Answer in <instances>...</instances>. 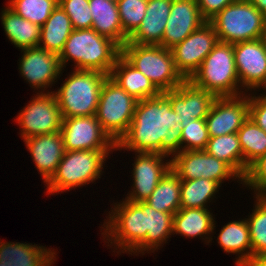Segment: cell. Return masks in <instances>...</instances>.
Wrapping results in <instances>:
<instances>
[{"label": "cell", "mask_w": 266, "mask_h": 266, "mask_svg": "<svg viewBox=\"0 0 266 266\" xmlns=\"http://www.w3.org/2000/svg\"><path fill=\"white\" fill-rule=\"evenodd\" d=\"M181 179L170 169L145 200L157 211L175 214L180 209Z\"/></svg>", "instance_id": "4dcf8cb0"}, {"label": "cell", "mask_w": 266, "mask_h": 266, "mask_svg": "<svg viewBox=\"0 0 266 266\" xmlns=\"http://www.w3.org/2000/svg\"><path fill=\"white\" fill-rule=\"evenodd\" d=\"M220 187L218 182L205 178L181 180L180 208L208 209Z\"/></svg>", "instance_id": "1f68e13d"}, {"label": "cell", "mask_w": 266, "mask_h": 266, "mask_svg": "<svg viewBox=\"0 0 266 266\" xmlns=\"http://www.w3.org/2000/svg\"><path fill=\"white\" fill-rule=\"evenodd\" d=\"M242 185L253 189L254 197H266V153L249 166Z\"/></svg>", "instance_id": "f35d334b"}, {"label": "cell", "mask_w": 266, "mask_h": 266, "mask_svg": "<svg viewBox=\"0 0 266 266\" xmlns=\"http://www.w3.org/2000/svg\"><path fill=\"white\" fill-rule=\"evenodd\" d=\"M92 14V29L112 39L122 47L128 38L124 35L117 3L111 0H89Z\"/></svg>", "instance_id": "4316f807"}, {"label": "cell", "mask_w": 266, "mask_h": 266, "mask_svg": "<svg viewBox=\"0 0 266 266\" xmlns=\"http://www.w3.org/2000/svg\"><path fill=\"white\" fill-rule=\"evenodd\" d=\"M171 169L181 180L205 178L218 182L243 179L224 161L209 155L205 150L181 151L171 158Z\"/></svg>", "instance_id": "8fae6325"}, {"label": "cell", "mask_w": 266, "mask_h": 266, "mask_svg": "<svg viewBox=\"0 0 266 266\" xmlns=\"http://www.w3.org/2000/svg\"><path fill=\"white\" fill-rule=\"evenodd\" d=\"M262 40H263V43H264L265 48H266V34L262 37Z\"/></svg>", "instance_id": "bcb514c9"}, {"label": "cell", "mask_w": 266, "mask_h": 266, "mask_svg": "<svg viewBox=\"0 0 266 266\" xmlns=\"http://www.w3.org/2000/svg\"><path fill=\"white\" fill-rule=\"evenodd\" d=\"M218 42L214 26L206 21L181 43L171 48L175 67L185 80L192 77Z\"/></svg>", "instance_id": "4fadbf2b"}, {"label": "cell", "mask_w": 266, "mask_h": 266, "mask_svg": "<svg viewBox=\"0 0 266 266\" xmlns=\"http://www.w3.org/2000/svg\"><path fill=\"white\" fill-rule=\"evenodd\" d=\"M5 35L20 50L37 47L40 41L41 27L16 14L7 5L0 13Z\"/></svg>", "instance_id": "83f0119b"}, {"label": "cell", "mask_w": 266, "mask_h": 266, "mask_svg": "<svg viewBox=\"0 0 266 266\" xmlns=\"http://www.w3.org/2000/svg\"><path fill=\"white\" fill-rule=\"evenodd\" d=\"M108 75L74 69L55 94L62 118L95 115L102 85Z\"/></svg>", "instance_id": "5b68a950"}, {"label": "cell", "mask_w": 266, "mask_h": 266, "mask_svg": "<svg viewBox=\"0 0 266 266\" xmlns=\"http://www.w3.org/2000/svg\"><path fill=\"white\" fill-rule=\"evenodd\" d=\"M244 159V177L249 166L266 153V132L250 117L237 132Z\"/></svg>", "instance_id": "d6a6232c"}, {"label": "cell", "mask_w": 266, "mask_h": 266, "mask_svg": "<svg viewBox=\"0 0 266 266\" xmlns=\"http://www.w3.org/2000/svg\"><path fill=\"white\" fill-rule=\"evenodd\" d=\"M137 102L135 97L128 94L109 76L105 79L95 116L102 129L115 143L127 132Z\"/></svg>", "instance_id": "9c48e42d"}, {"label": "cell", "mask_w": 266, "mask_h": 266, "mask_svg": "<svg viewBox=\"0 0 266 266\" xmlns=\"http://www.w3.org/2000/svg\"><path fill=\"white\" fill-rule=\"evenodd\" d=\"M54 250L35 243L0 241V262L4 266H53Z\"/></svg>", "instance_id": "603a6c76"}, {"label": "cell", "mask_w": 266, "mask_h": 266, "mask_svg": "<svg viewBox=\"0 0 266 266\" xmlns=\"http://www.w3.org/2000/svg\"><path fill=\"white\" fill-rule=\"evenodd\" d=\"M171 104V108L177 113L178 123L188 122L190 119H205L210 108L217 98L213 93L194 86L189 80H185L174 90L162 93Z\"/></svg>", "instance_id": "ac0fdd59"}, {"label": "cell", "mask_w": 266, "mask_h": 266, "mask_svg": "<svg viewBox=\"0 0 266 266\" xmlns=\"http://www.w3.org/2000/svg\"><path fill=\"white\" fill-rule=\"evenodd\" d=\"M249 117V93L217 97L205 118L209 137L237 133Z\"/></svg>", "instance_id": "e0dca14e"}, {"label": "cell", "mask_w": 266, "mask_h": 266, "mask_svg": "<svg viewBox=\"0 0 266 266\" xmlns=\"http://www.w3.org/2000/svg\"><path fill=\"white\" fill-rule=\"evenodd\" d=\"M118 203V204H117ZM114 203L111 212L104 220L101 229L103 240H107V246L115 247L117 254L132 252L144 241L143 209L134 202L123 198ZM113 208V209H112ZM110 242V244H109Z\"/></svg>", "instance_id": "52a82bcc"}, {"label": "cell", "mask_w": 266, "mask_h": 266, "mask_svg": "<svg viewBox=\"0 0 266 266\" xmlns=\"http://www.w3.org/2000/svg\"><path fill=\"white\" fill-rule=\"evenodd\" d=\"M21 53L23 55L18 64L21 76L34 90L38 91L39 89V93L50 92L46 91L47 88L57 82L64 70L59 55L39 46L23 49Z\"/></svg>", "instance_id": "5bb4252c"}, {"label": "cell", "mask_w": 266, "mask_h": 266, "mask_svg": "<svg viewBox=\"0 0 266 266\" xmlns=\"http://www.w3.org/2000/svg\"><path fill=\"white\" fill-rule=\"evenodd\" d=\"M259 11L263 12L266 9V0H248Z\"/></svg>", "instance_id": "7bdbcfd3"}, {"label": "cell", "mask_w": 266, "mask_h": 266, "mask_svg": "<svg viewBox=\"0 0 266 266\" xmlns=\"http://www.w3.org/2000/svg\"><path fill=\"white\" fill-rule=\"evenodd\" d=\"M109 77L137 100L153 98L161 94L150 79L132 66L121 54L116 59Z\"/></svg>", "instance_id": "d4e9b609"}, {"label": "cell", "mask_w": 266, "mask_h": 266, "mask_svg": "<svg viewBox=\"0 0 266 266\" xmlns=\"http://www.w3.org/2000/svg\"><path fill=\"white\" fill-rule=\"evenodd\" d=\"M233 49L241 88L245 92L260 91L266 84V48L262 38L234 43Z\"/></svg>", "instance_id": "9a60e30c"}, {"label": "cell", "mask_w": 266, "mask_h": 266, "mask_svg": "<svg viewBox=\"0 0 266 266\" xmlns=\"http://www.w3.org/2000/svg\"><path fill=\"white\" fill-rule=\"evenodd\" d=\"M213 216L209 209L180 208L173 215V235L180 234L187 238H196L199 236L206 243H210L213 240L210 235L214 233L216 227V221Z\"/></svg>", "instance_id": "cb8c5ba5"}, {"label": "cell", "mask_w": 266, "mask_h": 266, "mask_svg": "<svg viewBox=\"0 0 266 266\" xmlns=\"http://www.w3.org/2000/svg\"><path fill=\"white\" fill-rule=\"evenodd\" d=\"M23 140L61 131L62 116L53 91L36 93L15 117Z\"/></svg>", "instance_id": "30bf717a"}, {"label": "cell", "mask_w": 266, "mask_h": 266, "mask_svg": "<svg viewBox=\"0 0 266 266\" xmlns=\"http://www.w3.org/2000/svg\"><path fill=\"white\" fill-rule=\"evenodd\" d=\"M217 242L226 253L237 254L235 265L245 266L252 258V246L246 218L230 221L220 230Z\"/></svg>", "instance_id": "484cf974"}, {"label": "cell", "mask_w": 266, "mask_h": 266, "mask_svg": "<svg viewBox=\"0 0 266 266\" xmlns=\"http://www.w3.org/2000/svg\"><path fill=\"white\" fill-rule=\"evenodd\" d=\"M116 3L124 35L129 39L142 23L148 0H118Z\"/></svg>", "instance_id": "d590c367"}, {"label": "cell", "mask_w": 266, "mask_h": 266, "mask_svg": "<svg viewBox=\"0 0 266 266\" xmlns=\"http://www.w3.org/2000/svg\"><path fill=\"white\" fill-rule=\"evenodd\" d=\"M23 141L43 182L46 183L55 173L65 153L62 133L42 134Z\"/></svg>", "instance_id": "ffe728a7"}, {"label": "cell", "mask_w": 266, "mask_h": 266, "mask_svg": "<svg viewBox=\"0 0 266 266\" xmlns=\"http://www.w3.org/2000/svg\"><path fill=\"white\" fill-rule=\"evenodd\" d=\"M116 150L159 153L172 158L181 152V128L177 113L161 93L138 100L127 132L116 143Z\"/></svg>", "instance_id": "6da1fadb"}, {"label": "cell", "mask_w": 266, "mask_h": 266, "mask_svg": "<svg viewBox=\"0 0 266 266\" xmlns=\"http://www.w3.org/2000/svg\"><path fill=\"white\" fill-rule=\"evenodd\" d=\"M209 22L221 42L234 44L259 39L266 34L262 12L248 0H234Z\"/></svg>", "instance_id": "ba28073f"}, {"label": "cell", "mask_w": 266, "mask_h": 266, "mask_svg": "<svg viewBox=\"0 0 266 266\" xmlns=\"http://www.w3.org/2000/svg\"><path fill=\"white\" fill-rule=\"evenodd\" d=\"M234 0H197L200 12L206 21H210Z\"/></svg>", "instance_id": "60d3db41"}, {"label": "cell", "mask_w": 266, "mask_h": 266, "mask_svg": "<svg viewBox=\"0 0 266 266\" xmlns=\"http://www.w3.org/2000/svg\"><path fill=\"white\" fill-rule=\"evenodd\" d=\"M252 214L246 218L251 238L252 256L266 253V197H254Z\"/></svg>", "instance_id": "e575fe53"}, {"label": "cell", "mask_w": 266, "mask_h": 266, "mask_svg": "<svg viewBox=\"0 0 266 266\" xmlns=\"http://www.w3.org/2000/svg\"><path fill=\"white\" fill-rule=\"evenodd\" d=\"M262 89L264 90V92H262L263 94H261V95L266 98V84L262 87Z\"/></svg>", "instance_id": "f6af8a7d"}, {"label": "cell", "mask_w": 266, "mask_h": 266, "mask_svg": "<svg viewBox=\"0 0 266 266\" xmlns=\"http://www.w3.org/2000/svg\"><path fill=\"white\" fill-rule=\"evenodd\" d=\"M137 204L143 209L144 241L132 252L136 256L140 253H143L142 255L154 253L158 249L160 250L164 243H167L173 235L174 215L157 211L145 202H138Z\"/></svg>", "instance_id": "44dd1931"}, {"label": "cell", "mask_w": 266, "mask_h": 266, "mask_svg": "<svg viewBox=\"0 0 266 266\" xmlns=\"http://www.w3.org/2000/svg\"><path fill=\"white\" fill-rule=\"evenodd\" d=\"M262 17H263V25L266 30V9L262 12Z\"/></svg>", "instance_id": "ee69618b"}, {"label": "cell", "mask_w": 266, "mask_h": 266, "mask_svg": "<svg viewBox=\"0 0 266 266\" xmlns=\"http://www.w3.org/2000/svg\"><path fill=\"white\" fill-rule=\"evenodd\" d=\"M256 94L249 93V117L266 132V98Z\"/></svg>", "instance_id": "ab89813d"}, {"label": "cell", "mask_w": 266, "mask_h": 266, "mask_svg": "<svg viewBox=\"0 0 266 266\" xmlns=\"http://www.w3.org/2000/svg\"><path fill=\"white\" fill-rule=\"evenodd\" d=\"M189 81L216 97H237L241 91L232 43L219 41Z\"/></svg>", "instance_id": "3957f363"}, {"label": "cell", "mask_w": 266, "mask_h": 266, "mask_svg": "<svg viewBox=\"0 0 266 266\" xmlns=\"http://www.w3.org/2000/svg\"><path fill=\"white\" fill-rule=\"evenodd\" d=\"M181 151L204 150L209 140L205 119H190L182 121Z\"/></svg>", "instance_id": "8d00e7d4"}, {"label": "cell", "mask_w": 266, "mask_h": 266, "mask_svg": "<svg viewBox=\"0 0 266 266\" xmlns=\"http://www.w3.org/2000/svg\"><path fill=\"white\" fill-rule=\"evenodd\" d=\"M135 156V161L132 163L133 170H131V176L134 178L131 186L133 188L127 193L125 200L138 203L145 202L171 169V159L159 153L136 152Z\"/></svg>", "instance_id": "2e32d148"}, {"label": "cell", "mask_w": 266, "mask_h": 266, "mask_svg": "<svg viewBox=\"0 0 266 266\" xmlns=\"http://www.w3.org/2000/svg\"><path fill=\"white\" fill-rule=\"evenodd\" d=\"M121 55L149 78L161 93L174 90L185 81L175 67L171 49L127 41L121 47Z\"/></svg>", "instance_id": "8992f818"}, {"label": "cell", "mask_w": 266, "mask_h": 266, "mask_svg": "<svg viewBox=\"0 0 266 266\" xmlns=\"http://www.w3.org/2000/svg\"><path fill=\"white\" fill-rule=\"evenodd\" d=\"M121 47L94 29H73L59 55L62 68L73 60L76 70H94L110 75Z\"/></svg>", "instance_id": "7a4b0ae2"}, {"label": "cell", "mask_w": 266, "mask_h": 266, "mask_svg": "<svg viewBox=\"0 0 266 266\" xmlns=\"http://www.w3.org/2000/svg\"><path fill=\"white\" fill-rule=\"evenodd\" d=\"M112 152V150L65 151L55 173L45 183L46 193L54 195L94 183L101 178L103 164Z\"/></svg>", "instance_id": "277c9868"}, {"label": "cell", "mask_w": 266, "mask_h": 266, "mask_svg": "<svg viewBox=\"0 0 266 266\" xmlns=\"http://www.w3.org/2000/svg\"><path fill=\"white\" fill-rule=\"evenodd\" d=\"M204 150L209 155L227 163L244 179V159L237 133L209 137Z\"/></svg>", "instance_id": "f546056e"}, {"label": "cell", "mask_w": 266, "mask_h": 266, "mask_svg": "<svg viewBox=\"0 0 266 266\" xmlns=\"http://www.w3.org/2000/svg\"><path fill=\"white\" fill-rule=\"evenodd\" d=\"M6 4L16 14L40 27L58 5V0H9Z\"/></svg>", "instance_id": "836d02e7"}, {"label": "cell", "mask_w": 266, "mask_h": 266, "mask_svg": "<svg viewBox=\"0 0 266 266\" xmlns=\"http://www.w3.org/2000/svg\"><path fill=\"white\" fill-rule=\"evenodd\" d=\"M60 132L65 151H116V143L102 129L95 115L62 118Z\"/></svg>", "instance_id": "7c38bea8"}, {"label": "cell", "mask_w": 266, "mask_h": 266, "mask_svg": "<svg viewBox=\"0 0 266 266\" xmlns=\"http://www.w3.org/2000/svg\"><path fill=\"white\" fill-rule=\"evenodd\" d=\"M245 266H266V253L252 256L251 260Z\"/></svg>", "instance_id": "b9f144b4"}, {"label": "cell", "mask_w": 266, "mask_h": 266, "mask_svg": "<svg viewBox=\"0 0 266 266\" xmlns=\"http://www.w3.org/2000/svg\"><path fill=\"white\" fill-rule=\"evenodd\" d=\"M173 0H148L141 25L128 39L129 43L161 45L163 33L170 16Z\"/></svg>", "instance_id": "7402d4cb"}, {"label": "cell", "mask_w": 266, "mask_h": 266, "mask_svg": "<svg viewBox=\"0 0 266 266\" xmlns=\"http://www.w3.org/2000/svg\"><path fill=\"white\" fill-rule=\"evenodd\" d=\"M58 5L70 18L73 29L92 28V14L89 0H58Z\"/></svg>", "instance_id": "74e56055"}, {"label": "cell", "mask_w": 266, "mask_h": 266, "mask_svg": "<svg viewBox=\"0 0 266 266\" xmlns=\"http://www.w3.org/2000/svg\"><path fill=\"white\" fill-rule=\"evenodd\" d=\"M72 31L73 27L70 18L65 11L57 5L50 17L41 27L38 46L44 50L60 55Z\"/></svg>", "instance_id": "f1b7e54d"}, {"label": "cell", "mask_w": 266, "mask_h": 266, "mask_svg": "<svg viewBox=\"0 0 266 266\" xmlns=\"http://www.w3.org/2000/svg\"><path fill=\"white\" fill-rule=\"evenodd\" d=\"M205 22L197 0H173L160 46L173 48Z\"/></svg>", "instance_id": "d6986e66"}]
</instances>
